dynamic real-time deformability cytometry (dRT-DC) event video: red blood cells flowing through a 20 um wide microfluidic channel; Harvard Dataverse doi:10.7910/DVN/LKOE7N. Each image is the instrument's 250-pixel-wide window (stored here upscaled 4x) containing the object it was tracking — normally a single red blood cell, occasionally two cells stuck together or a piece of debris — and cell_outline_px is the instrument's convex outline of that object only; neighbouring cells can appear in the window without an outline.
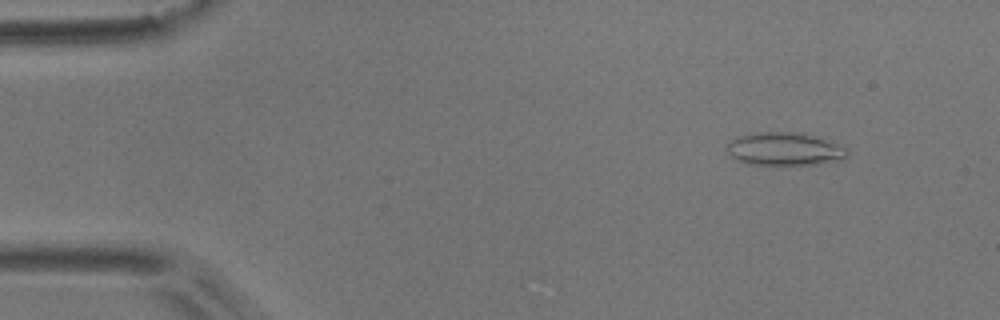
{"species": "common noctule bat (a hibernating species)", "species_latin": "Nyctalus noctula", "temperature_condition": "room temperature", "stored_images_in_passage": 5, "camera_frame_rate_fps": 3000, "um_per_image_px": 0.085, "animal": {"sex": "male", "body_mass_g": 17.9}, "frame": {"image": 1, "passage_image": 2, "time_ms": 0.333, "image_size_px": [1000, 320], "cell_outline_px": [[848, 156], [844, 160], [816, 164], [748, 164], [732, 156], [728, 152], [728, 144], [736, 136], [760, 132], [800, 132], [848, 148]], "centroid_in_image_um": [66.72, 12.66], "position_along_channel_um": 18.3, "area_um2": 22.83}}